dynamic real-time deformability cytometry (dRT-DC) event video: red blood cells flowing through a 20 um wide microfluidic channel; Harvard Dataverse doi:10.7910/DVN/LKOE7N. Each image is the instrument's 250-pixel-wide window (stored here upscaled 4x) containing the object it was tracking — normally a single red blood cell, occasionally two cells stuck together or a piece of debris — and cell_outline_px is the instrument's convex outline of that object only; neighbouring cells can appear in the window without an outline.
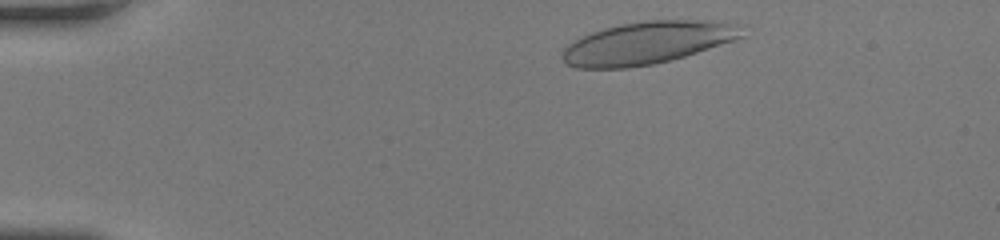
{"species": "human", "species_latin": "Homo sapiens", "temperature_condition": "room temperature", "stored_images_in_passage": 35, "camera_frame_rate_fps": 3000, "um_per_image_px": 0.085, "donor": {"sex": "female"}, "frame": {"image": 1, "passage_image": 2, "time_ms": 0.333, "image_size_px": [1000, 240], "cell_outline_px": [[748, 36], [736, 40], [672, 60], [652, 64], [628, 68], [576, 68], [564, 64], [560, 56], [564, 48], [572, 40], [592, 32], [604, 28], [620, 24], [644, 20], [712, 20], [748, 24]], "centroid_in_image_um": [55.13, 3.62], "position_along_channel_um": 29.9, "area_um2": 45.6}}
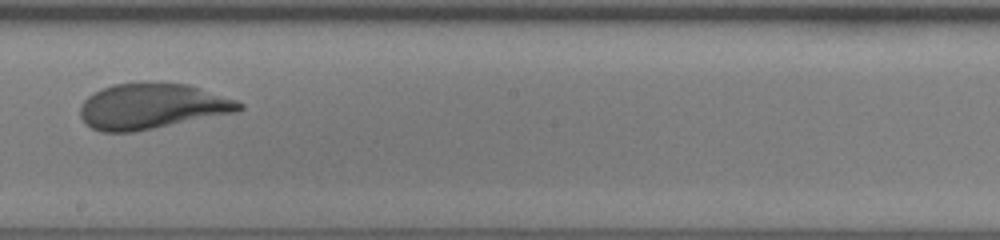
{"frame": {"image": 2, "passage_image": 22, "time_ms": 7.0, "image_size_px": [1000, 240], "cell_outline_px": [[244, 108], [236, 112], [132, 132], [100, 132], [84, 124], [80, 116], [80, 104], [88, 96], [100, 88], [112, 84], [148, 80], [188, 84], [236, 100], [244, 104]], "centroid_in_image_um": [12.86, 9.0], "position_along_channel_um": 235.3, "area_um2": 42.77}}
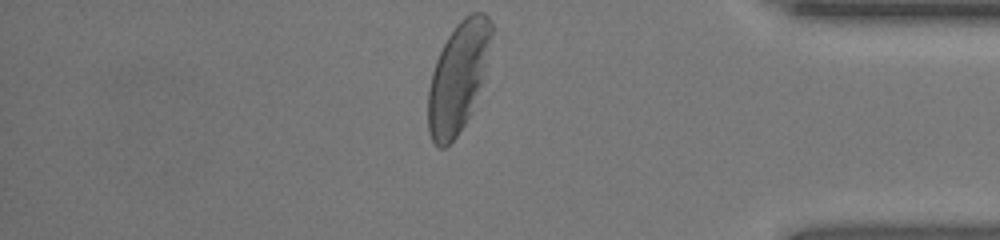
{"frame": {"image": 3, "passage_image": 35, "time_ms": 11.333, "image_size_px": [1000, 240], "cell_outline_px": [[492, 36], [484, 80], [468, 116], [464, 124], [456, 136], [444, 148], [440, 148], [432, 140], [428, 132], [428, 88], [432, 72], [436, 60], [448, 36], [456, 24], [464, 16], [472, 12], [484, 12], [488, 16], [492, 24]], "centroid_in_image_um": [38.95, 6.53], "position_along_channel_um": 396.3, "area_um2": 40.4}, "authors_computed_cell_mechanics": {"area_um2": 42.772, "velocity_mm_per_s": 4.2335, "shape_relaxation_time_tau1_ms": 3.5274, "shape_relaxation_time_tau2_ms": null, "deformation_change_tau1": 0.1655, "deformation_change_tau2": null}}